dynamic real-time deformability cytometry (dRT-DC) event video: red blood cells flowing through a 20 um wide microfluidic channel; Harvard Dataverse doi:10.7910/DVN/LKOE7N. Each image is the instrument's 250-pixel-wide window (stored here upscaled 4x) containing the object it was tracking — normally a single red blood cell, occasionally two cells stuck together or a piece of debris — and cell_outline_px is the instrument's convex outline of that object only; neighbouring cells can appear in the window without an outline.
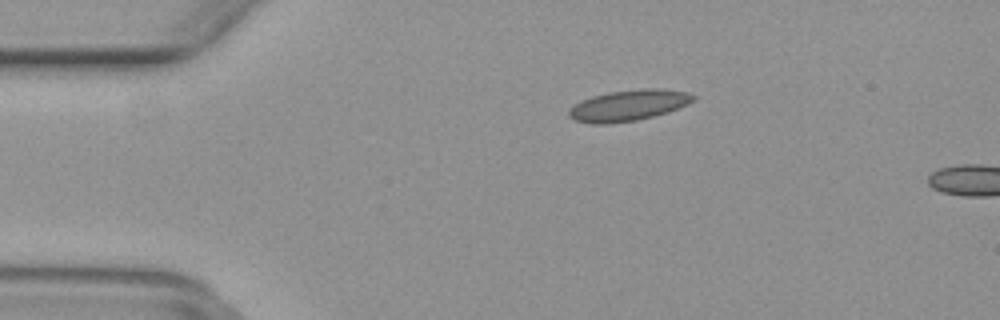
{"species": "common noctule bat (a hibernating species)", "species_latin": "Nyctalus noctula", "temperature_condition": "warm", "stored_images_in_passage": 12, "camera_frame_rate_fps": 3000, "um_per_image_px": 0.085, "animal": {"sex": "female", "body_mass_g": 29.2, "forearm_length_mm": 56.3}, "frame": {"image": 1, "passage_image": 10, "time_ms": 3.0, "image_size_px": [1000, 320], "cell_outline_px": [[696, 100], [688, 104], [668, 112], [636, 120], [612, 124], [592, 124], [576, 120], [568, 116], [568, 108], [592, 96], [608, 92], [648, 88], [656, 88], [688, 92], [696, 96]], "centroid_in_image_um": [53.44, 8.96], "position_along_channel_um": 31.6, "area_um2": 22.43}}